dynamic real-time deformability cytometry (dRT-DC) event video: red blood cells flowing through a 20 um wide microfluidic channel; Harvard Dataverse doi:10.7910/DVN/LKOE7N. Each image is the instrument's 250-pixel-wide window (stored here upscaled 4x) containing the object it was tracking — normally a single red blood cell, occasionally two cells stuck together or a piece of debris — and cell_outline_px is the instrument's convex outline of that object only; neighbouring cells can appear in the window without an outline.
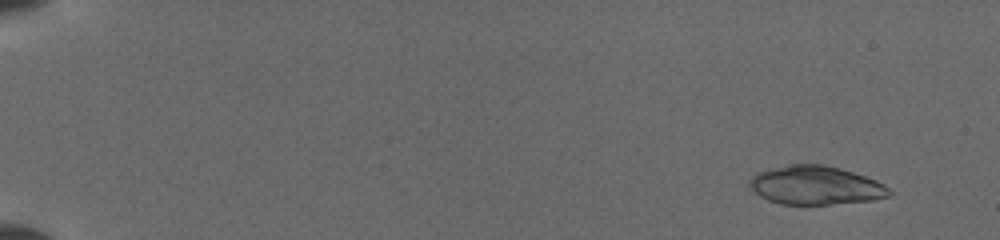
{"species": "common noctule bat (a hibernating species)", "species_latin": "Nyctalus noctula", "temperature_condition": "cold", "stored_images_in_passage": 14, "camera_frame_rate_fps": 3000, "um_per_image_px": 0.085, "animal": {"sex": "female", "body_mass_g": 19.5, "forearm_length_mm": 54.1}, "frame": {"image": 1, "passage_image": 2, "time_ms": 1.0, "image_size_px": [1000, 240], "cell_outline_px": [[896, 192], [892, 196], [872, 200], [828, 204], [780, 204], [768, 200], [760, 196], [748, 184], [752, 176], [756, 172], [768, 168], [788, 164], [820, 164], [840, 168], [876, 180], [884, 184]], "centroid_in_image_um": [69.35, 15.75], "position_along_channel_um": 15.7, "area_um2": 31.67}}